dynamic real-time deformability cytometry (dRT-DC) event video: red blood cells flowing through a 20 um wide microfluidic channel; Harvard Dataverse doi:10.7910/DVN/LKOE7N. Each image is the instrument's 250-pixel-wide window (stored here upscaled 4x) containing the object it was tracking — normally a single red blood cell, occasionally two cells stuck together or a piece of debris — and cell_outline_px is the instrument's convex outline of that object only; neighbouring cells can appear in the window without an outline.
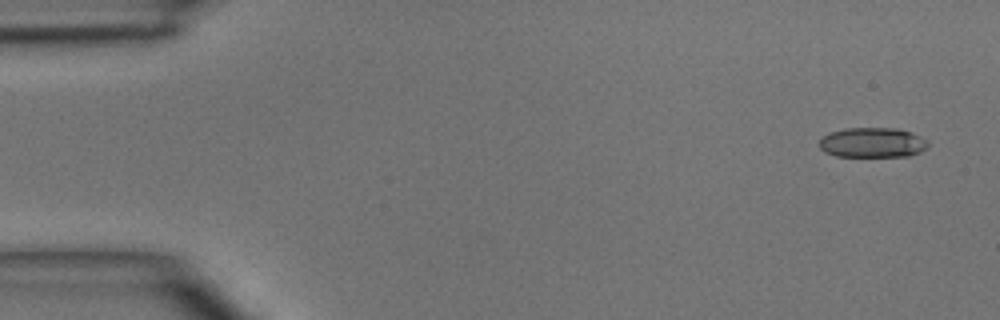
{"species": "common noctule bat (a hibernating species)", "species_latin": "Nyctalus noctula", "temperature_condition": "room temperature", "stored_images_in_passage": 5, "segment_of_instrument_passage": [1, 2], "camera_frame_rate_fps": 3000, "um_per_image_px": 0.085, "animal": {"sex": "male", "body_mass_g": 15.6}, "frame": {"image": 1, "passage_image": 1, "time_ms": 0.0, "image_size_px": [1000, 320], "cell_outline_px": [[928, 148], [912, 156], [836, 156], [824, 152], [816, 144], [828, 132], [844, 128], [896, 128], [920, 136], [928, 140]], "centroid_in_image_um": [74.14, 12.12], "position_along_channel_um": 10.9, "area_um2": 19.19}}
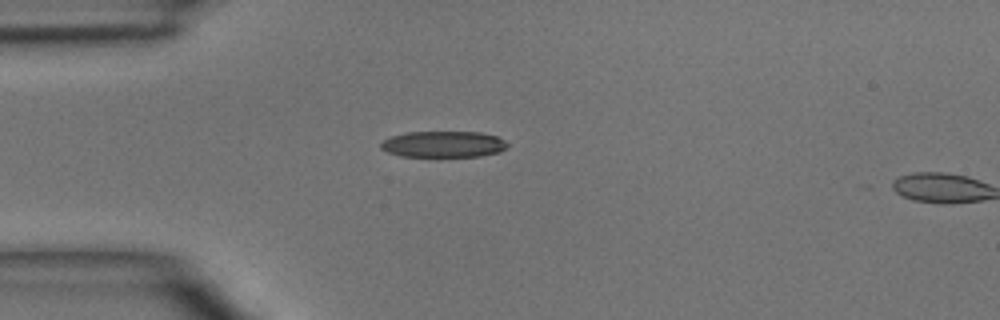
{"frame": {"image": 2, "passage_image": 4, "time_ms": 3.333, "image_size_px": [1000, 320], "cell_outline_px": [[508, 144], [500, 152], [480, 156], [400, 156], [388, 152], [380, 148], [380, 144], [384, 140], [392, 136], [408, 132], [480, 132], [496, 136], [504, 140]], "centroid_in_image_um": [37.69, 12.26], "position_along_channel_um": 47.3, "area_um2": 19.19}}